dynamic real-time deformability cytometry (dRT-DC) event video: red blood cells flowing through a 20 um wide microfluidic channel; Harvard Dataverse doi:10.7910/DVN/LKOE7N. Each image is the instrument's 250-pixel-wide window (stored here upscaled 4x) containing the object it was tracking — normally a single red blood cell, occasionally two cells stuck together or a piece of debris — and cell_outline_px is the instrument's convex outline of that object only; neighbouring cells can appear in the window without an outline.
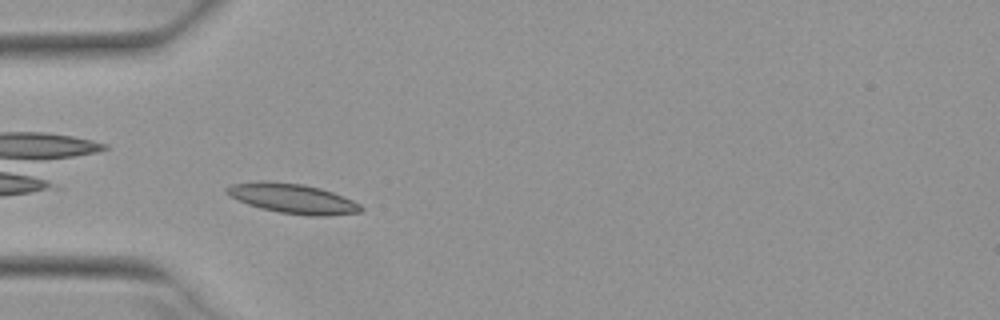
{"species": "Egyptian fruit bat (a non-hibernating species)", "species_latin": "Rousettus aegyptiacus", "temperature_condition": "warm", "stored_images_in_passage": 12, "camera_frame_rate_fps": 3000, "um_per_image_px": 0.085, "animal": {"sex": "female"}, "frame": {"image": 1, "passage_image": 2, "time_ms": 0.333, "image_size_px": [1000, 320], "cell_outline_px": [[364, 208], [360, 212], [328, 216], [308, 216], [280, 212], [260, 208], [248, 204], [224, 192], [224, 188], [232, 184], [256, 180], [264, 180], [304, 184], [320, 188], [332, 192], [352, 200], [360, 204]], "centroid_in_image_um": [24.87, 16.86], "position_along_channel_um": 60.1, "area_um2": 23.35}}
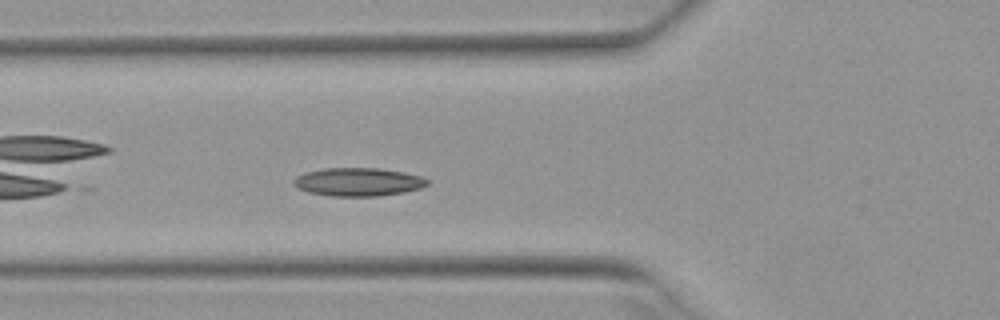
{"frame": {"image": 2, "passage_image": 5, "time_ms": 1.333, "image_size_px": [1000, 320], "cell_outline_px": [[428, 184], [420, 188], [404, 192], [380, 196], [332, 196], [308, 192], [292, 184], [292, 180], [296, 176], [304, 172], [324, 168], [380, 168], [404, 172], [420, 176], [428, 180]], "centroid_in_image_um": [30.42, 15.46], "position_along_channel_um": 95.4, "area_um2": 22.08}}
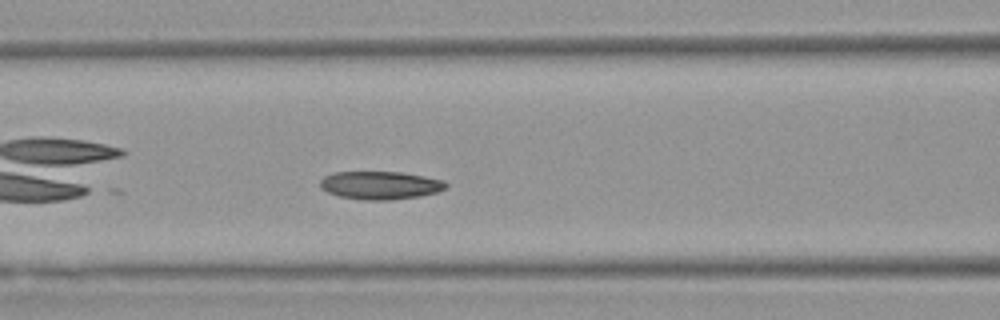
{"frame": {"image": 3, "passage_image": 8, "time_ms": 2.333, "image_size_px": [1000, 320], "cell_outline_px": [[448, 188], [436, 192], [420, 196], [392, 200], [364, 200], [340, 196], [328, 192], [320, 188], [320, 180], [324, 176], [336, 172], [400, 172], [424, 176], [444, 180], [448, 184]], "centroid_in_image_um": [32.34, 15.75], "position_along_channel_um": 134.3, "area_um2": 20.63}}